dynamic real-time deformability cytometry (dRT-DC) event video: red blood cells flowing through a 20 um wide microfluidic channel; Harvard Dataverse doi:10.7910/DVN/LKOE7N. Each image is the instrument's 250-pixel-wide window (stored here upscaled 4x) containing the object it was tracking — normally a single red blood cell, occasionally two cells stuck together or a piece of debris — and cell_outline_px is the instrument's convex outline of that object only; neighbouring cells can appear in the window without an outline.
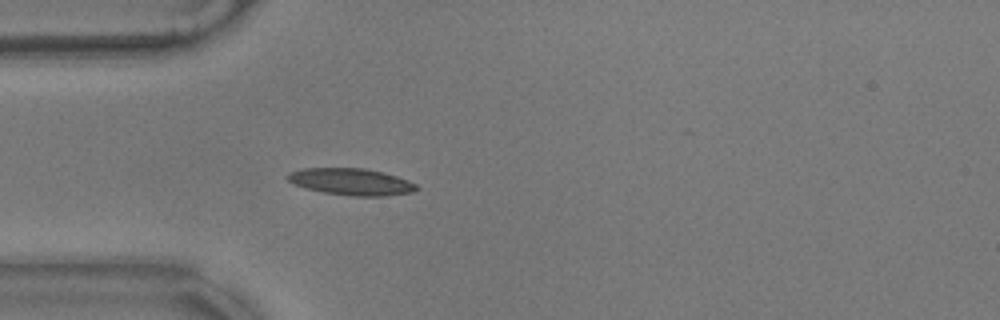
{"species": "common noctule bat (a hibernating species)", "species_latin": "Nyctalus noctula", "temperature_condition": "warm", "stored_images_in_passage": 43, "camera_frame_rate_fps": 3000, "um_per_image_px": 0.085, "animal": {"sex": "male", "body_mass_g": 17.9}, "frame": {"image": 1, "passage_image": 1, "time_ms": 0.0, "image_size_px": [1000, 320], "cell_outline_px": [[420, 188], [412, 192], [384, 196], [356, 196], [324, 192], [304, 188], [292, 184], [284, 176], [288, 172], [300, 168], [364, 168], [396, 176], [408, 180], [416, 184]], "centroid_in_image_um": [29.79, 15.44], "position_along_channel_um": 55.2, "area_um2": 20.17}}
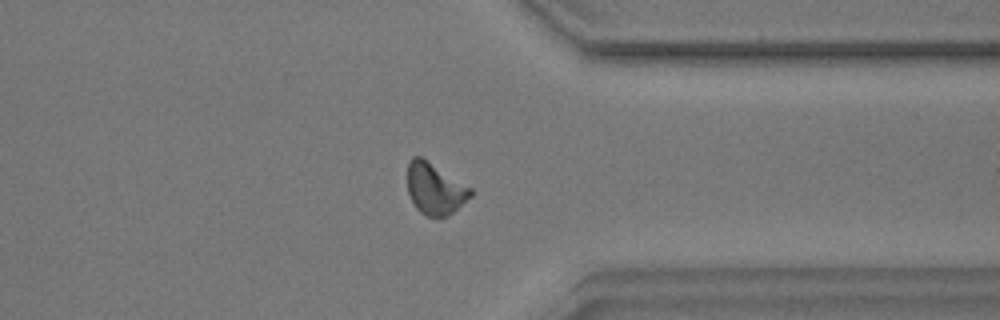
{"frame": {"image": 2, "passage_image": 29, "time_ms": 9.333, "image_size_px": [1000, 320], "cell_outline_px": [[472, 196], [448, 216], [428, 216], [420, 212], [416, 208], [408, 192], [408, 160], [412, 156], [420, 156], [472, 188]], "centroid_in_image_um": [36.97, 16.04], "position_along_channel_um": 374.4, "area_um2": 18.73}}
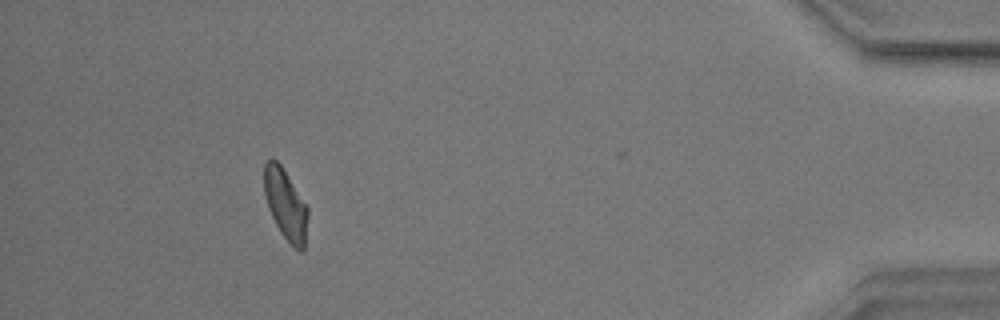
{"frame": {"image": 3, "passage_image": 37, "time_ms": 12.0, "image_size_px": [1000, 320], "cell_outline_px": [[308, 216], [304, 248], [300, 252], [284, 236], [276, 224], [268, 208], [264, 196], [264, 164], [272, 156], [280, 164], [308, 208]], "centroid_in_image_um": [24.25, 17.34], "position_along_channel_um": 410.9, "area_um2": 17.63}, "authors_computed_cell_mechanics": {"area_um2": 18.2648, "velocity_mm_per_s": 3.516, "shape_relaxation_time_tau1_ms": 8.735, "shape_relaxation_time_tau2_ms": 4.0028, "deformation_change_tau1": 0.1952, "deformation_change_tau2": 0.1151}}